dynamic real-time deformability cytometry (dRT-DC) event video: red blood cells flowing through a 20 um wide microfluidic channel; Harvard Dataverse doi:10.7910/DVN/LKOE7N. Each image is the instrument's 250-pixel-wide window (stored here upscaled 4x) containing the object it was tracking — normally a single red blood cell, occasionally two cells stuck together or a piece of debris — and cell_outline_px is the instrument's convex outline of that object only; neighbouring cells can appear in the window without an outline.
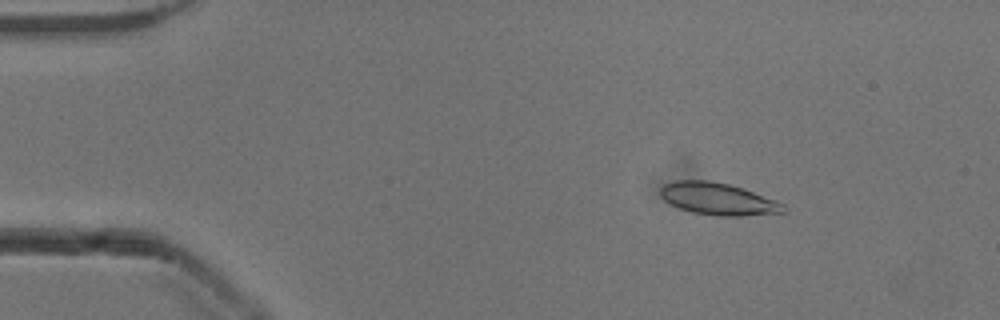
{"species": "common noctule bat (a hibernating species)", "species_latin": "Nyctalus noctula", "temperature_condition": "cold", "stored_images_in_passage": 53, "camera_frame_rate_fps": 3000, "um_per_image_px": 0.085, "animal": {"sex": "male", "body_mass_g": 13.3}, "frame": {"image": 1, "passage_image": 8, "time_ms": 2.333, "image_size_px": [1000, 320], "cell_outline_px": [[788, 208], [784, 212], [740, 216], [716, 216], [692, 212], [680, 208], [664, 200], [660, 196], [660, 188], [664, 184], [676, 180], [712, 180], [728, 184], [776, 200], [784, 204]], "centroid_in_image_um": [61.02, 16.91], "position_along_channel_um": 24.0, "area_um2": 22.95}}
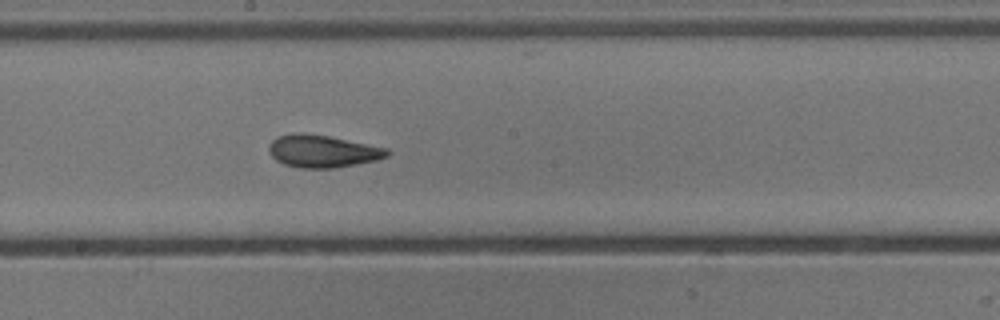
{"frame": {"image": 2, "passage_image": 29, "time_ms": 9.333, "image_size_px": [1000, 320], "cell_outline_px": [[392, 152], [388, 156], [376, 160], [356, 164], [332, 168], [300, 168], [284, 164], [276, 160], [268, 152], [268, 144], [276, 136], [296, 132], [300, 132], [328, 136], [388, 148]], "centroid_in_image_um": [27.39, 12.84], "position_along_channel_um": 220.8, "area_um2": 22.48}}
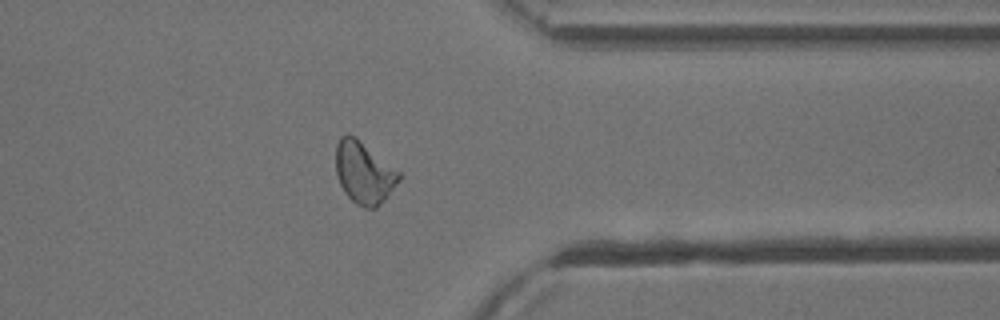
{"frame": {"image": 3, "passage_image": 42, "time_ms": 13.667, "image_size_px": [1000, 320], "cell_outline_px": [[400, 180], [388, 196], [376, 208], [364, 208], [356, 204], [344, 192], [340, 184], [336, 172], [336, 144], [340, 136], [348, 132], [356, 136], [400, 172]], "centroid_in_image_um": [30.92, 14.65], "position_along_channel_um": 380.5, "area_um2": 23.0}, "authors_computed_cell_mechanics": {"area_um2": 22.542, "velocity_mm_per_s": 3.8928, "shape_relaxation_time_tau1_ms": 4.3122, "shape_relaxation_time_tau2_ms": 1.9698, "deformation_change_tau1": 0.1318, "deformation_change_tau2": 0.0776}}